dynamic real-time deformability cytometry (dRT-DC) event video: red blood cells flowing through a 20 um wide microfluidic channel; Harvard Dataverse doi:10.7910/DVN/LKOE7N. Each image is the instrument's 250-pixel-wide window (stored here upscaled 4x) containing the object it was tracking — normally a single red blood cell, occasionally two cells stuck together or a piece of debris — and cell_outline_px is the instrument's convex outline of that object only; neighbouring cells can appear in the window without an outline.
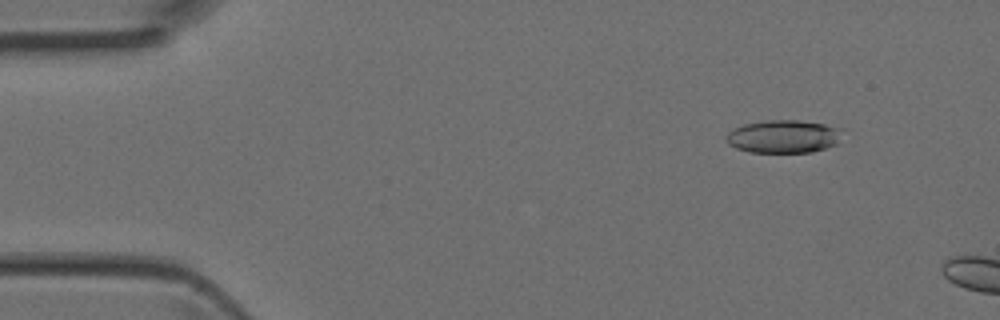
{"species": "Egyptian fruit bat (a non-hibernating species)", "species_latin": "Rousettus aegyptiacus", "temperature_condition": "room temperature", "stored_images_in_passage": 3, "camera_frame_rate_fps": 3000, "um_per_image_px": 0.085, "animal": {"sex": "female"}, "frame": {"image": 1, "passage_image": 3, "time_ms": 0.667, "image_size_px": [1000, 320], "cell_outline_px": [[844, 128], [836, 144], [812, 152], [752, 152], [736, 148], [728, 144], [728, 132], [744, 124], [768, 120], [796, 120], [824, 124]], "centroid_in_image_um": [66.64, 11.6], "position_along_channel_um": 18.4, "area_um2": 22.08}}